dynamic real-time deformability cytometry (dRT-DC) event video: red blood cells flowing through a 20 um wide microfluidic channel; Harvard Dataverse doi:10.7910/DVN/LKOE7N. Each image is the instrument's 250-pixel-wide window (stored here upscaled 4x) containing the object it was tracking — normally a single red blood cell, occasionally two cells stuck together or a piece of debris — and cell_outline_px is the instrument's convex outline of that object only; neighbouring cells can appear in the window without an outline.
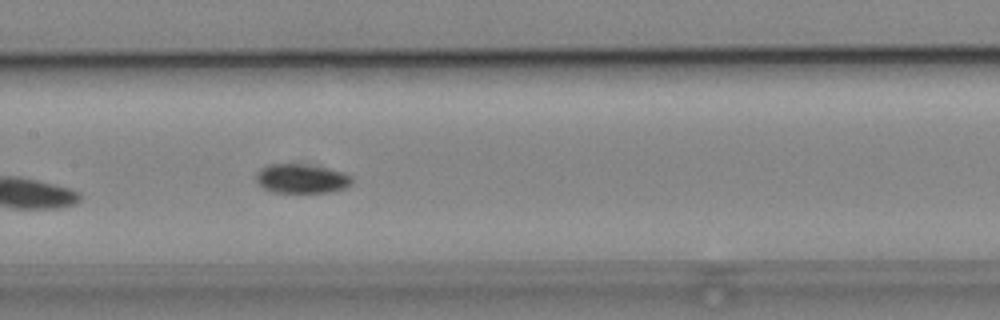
{"species": "common noctule bat (a hibernating species)", "species_latin": "Nyctalus noctula", "temperature_condition": "cold", "stored_images_in_passage": 6, "camera_frame_rate_fps": 3000, "um_per_image_px": 0.085, "animal": {"sex": "male", "body_mass_g": 19.2, "forearm_length_mm": 51.8}, "frame": {"image": 1, "passage_image": 6, "time_ms": 6.0, "image_size_px": [1000, 320], "cell_outline_px": [[352, 184], [344, 188], [332, 192], [272, 192], [264, 188], [256, 180], [256, 176], [260, 168], [268, 164], [300, 164], [324, 168], [340, 172], [352, 176]], "centroid_in_image_um": [25.62, 15.19], "position_along_channel_um": 181.8, "area_um2": 16.07}}